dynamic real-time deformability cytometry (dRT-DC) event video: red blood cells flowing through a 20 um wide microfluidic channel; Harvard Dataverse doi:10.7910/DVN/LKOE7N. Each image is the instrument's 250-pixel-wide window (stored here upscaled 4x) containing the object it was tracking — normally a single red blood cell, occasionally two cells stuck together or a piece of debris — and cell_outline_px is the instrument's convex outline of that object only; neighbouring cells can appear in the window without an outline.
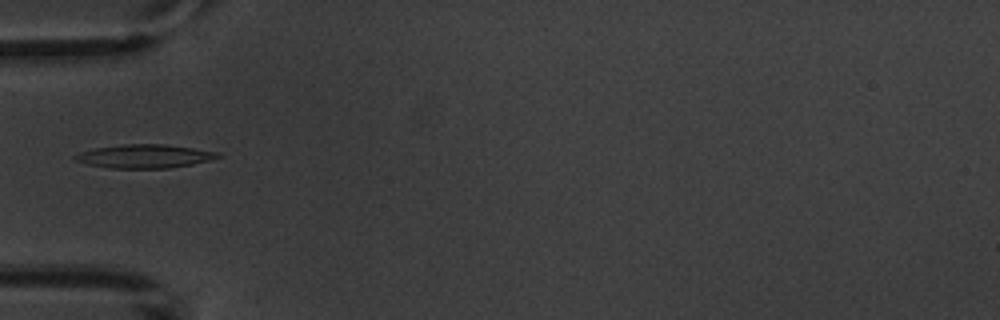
{"species": "common noctule bat (a hibernating species)", "species_latin": "Nyctalus noctula", "temperature_condition": "warm", "stored_images_in_passage": 5, "camera_frame_rate_fps": 3000, "um_per_image_px": 0.085, "animal": {"sex": "male", "body_mass_g": 20.1, "forearm_length_mm": 53.5}, "frame": {"image": 1, "passage_image": 5, "time_ms": 4.667, "image_size_px": [1000, 320], "cell_outline_px": [[224, 156], [192, 164], [168, 168], [108, 168], [88, 164], [76, 160], [72, 156], [80, 152], [96, 148], [124, 144], [164, 144], [220, 152]], "centroid_in_image_um": [12.3, 13.28], "position_along_channel_um": 72.7, "area_um2": 19.48}}